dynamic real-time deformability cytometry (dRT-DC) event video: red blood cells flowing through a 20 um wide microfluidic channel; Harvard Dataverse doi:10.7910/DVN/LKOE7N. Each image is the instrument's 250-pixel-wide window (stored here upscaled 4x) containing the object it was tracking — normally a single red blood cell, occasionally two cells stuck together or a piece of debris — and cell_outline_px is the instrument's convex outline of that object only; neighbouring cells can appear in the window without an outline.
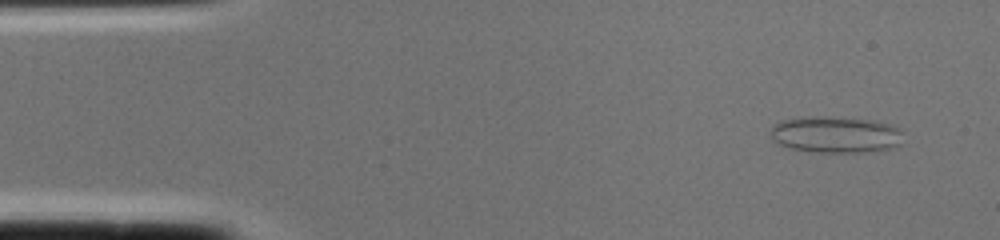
{"species": "common noctule bat (a hibernating species)", "species_latin": "Nyctalus noctula", "temperature_condition": "cold", "stored_images_in_passage": 1, "camera_frame_rate_fps": 3000, "um_per_image_px": 0.085, "animal": {"sex": "female", "body_mass_g": 22.0, "forearm_length_mm": 56.7}, "frame": {"image": 1, "passage_image": 1, "time_ms": 0.0, "image_size_px": [1000, 240], "cell_outline_px": [[900, 144], [896, 148], [864, 152], [820, 152], [788, 148], [776, 144], [772, 140], [772, 124], [780, 120], [808, 116], [820, 116], [872, 120], [888, 124], [900, 128]], "centroid_in_image_um": [70.98, 11.44], "position_along_channel_um": 14.0, "area_um2": 28.32}}